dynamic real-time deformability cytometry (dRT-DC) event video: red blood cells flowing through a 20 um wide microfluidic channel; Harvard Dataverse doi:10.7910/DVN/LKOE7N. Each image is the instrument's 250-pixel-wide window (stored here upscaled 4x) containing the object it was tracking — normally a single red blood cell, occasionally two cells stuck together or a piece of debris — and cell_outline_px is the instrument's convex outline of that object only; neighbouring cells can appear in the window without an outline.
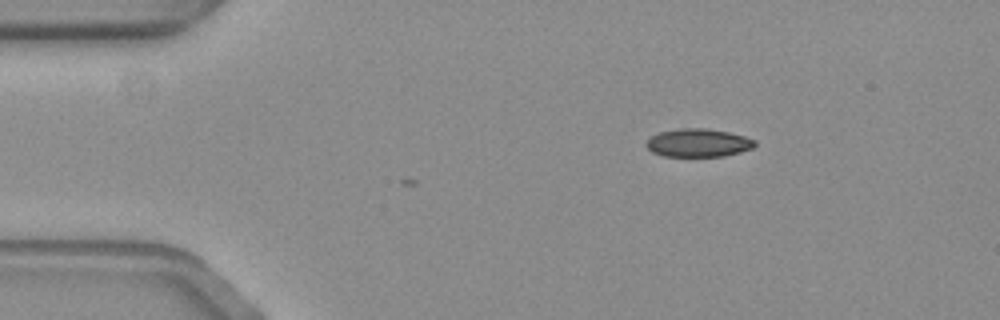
{"species": "common noctule bat (a hibernating species)", "species_latin": "Nyctalus noctula", "temperature_condition": "warm", "stored_images_in_passage": 3, "camera_frame_rate_fps": 3000, "um_per_image_px": 0.085, "animal": {"sex": "female", "body_mass_g": 19.3, "forearm_length_mm": 54.1}, "frame": {"image": 1, "passage_image": 3, "time_ms": 0.667, "image_size_px": [1000, 320], "cell_outline_px": [[756, 144], [752, 148], [740, 152], [724, 156], [664, 156], [652, 152], [644, 144], [652, 136], [660, 132], [680, 128], [708, 128], [728, 132], [744, 136], [756, 140]], "centroid_in_image_um": [59.36, 12.14], "position_along_channel_um": 25.6, "area_um2": 17.8}}